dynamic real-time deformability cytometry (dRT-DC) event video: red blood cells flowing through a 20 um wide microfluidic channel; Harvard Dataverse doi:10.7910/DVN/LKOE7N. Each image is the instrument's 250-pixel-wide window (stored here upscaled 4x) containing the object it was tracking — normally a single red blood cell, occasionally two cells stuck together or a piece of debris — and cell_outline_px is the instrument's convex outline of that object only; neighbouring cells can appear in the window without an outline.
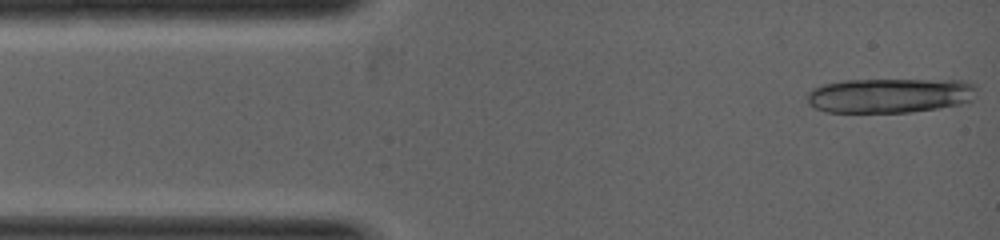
{"species": "common noctule bat (a hibernating species)", "species_latin": "Nyctalus noctula", "temperature_condition": "warm", "stored_images_in_passage": 2, "camera_frame_rate_fps": 5000, "um_per_image_px": 0.085, "animal": {"sex": "female", "body_mass_g": 19.0, "forearm_length_mm": 53.3}, "frame": {"image": 1, "passage_image": 1, "time_ms": 0.0, "image_size_px": [1000, 240], "cell_outline_px": [[976, 88], [972, 100], [960, 104], [936, 108], [908, 112], [824, 112], [808, 104], [808, 92], [812, 88], [824, 84], [844, 80], [960, 80], [976, 84]], "centroid_in_image_um": [75.62, 8.11], "position_along_channel_um": 9.4, "area_um2": 34.22}}